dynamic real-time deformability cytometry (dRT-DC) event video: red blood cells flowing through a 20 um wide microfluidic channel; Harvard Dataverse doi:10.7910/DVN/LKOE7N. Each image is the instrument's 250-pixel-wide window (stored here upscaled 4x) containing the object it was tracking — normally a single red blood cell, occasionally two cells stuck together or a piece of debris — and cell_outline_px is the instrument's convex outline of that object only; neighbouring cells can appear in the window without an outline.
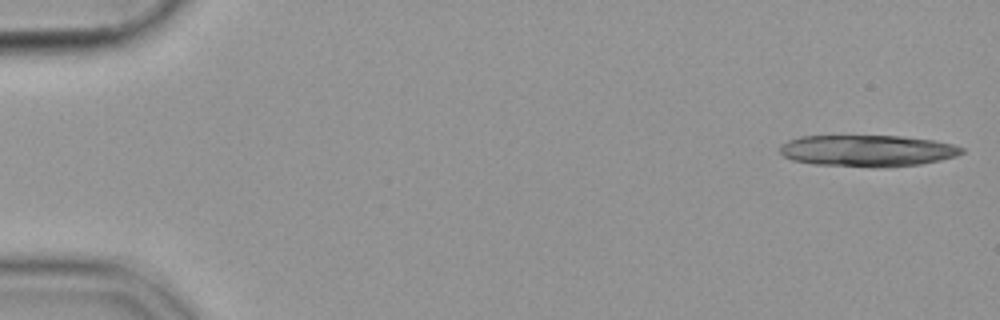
{"species": "common noctule bat (a hibernating species)", "species_latin": "Nyctalus noctula", "temperature_condition": "cold", "stored_images_in_passage": 10, "camera_frame_rate_fps": 3000, "um_per_image_px": 0.085, "animal": {"sex": "female", "body_mass_g": 19.9}, "frame": {"image": 1, "passage_image": 1, "time_ms": 0.0, "image_size_px": [1000, 320], "cell_outline_px": [[964, 152], [956, 156], [940, 160], [920, 164], [884, 168], [876, 168], [816, 164], [792, 160], [784, 156], [780, 152], [780, 144], [788, 140], [800, 136], [900, 136], [932, 140], [952, 144], [964, 148]], "centroid_in_image_um": [73.72, 12.82], "position_along_channel_um": 11.3, "area_um2": 33.58}}